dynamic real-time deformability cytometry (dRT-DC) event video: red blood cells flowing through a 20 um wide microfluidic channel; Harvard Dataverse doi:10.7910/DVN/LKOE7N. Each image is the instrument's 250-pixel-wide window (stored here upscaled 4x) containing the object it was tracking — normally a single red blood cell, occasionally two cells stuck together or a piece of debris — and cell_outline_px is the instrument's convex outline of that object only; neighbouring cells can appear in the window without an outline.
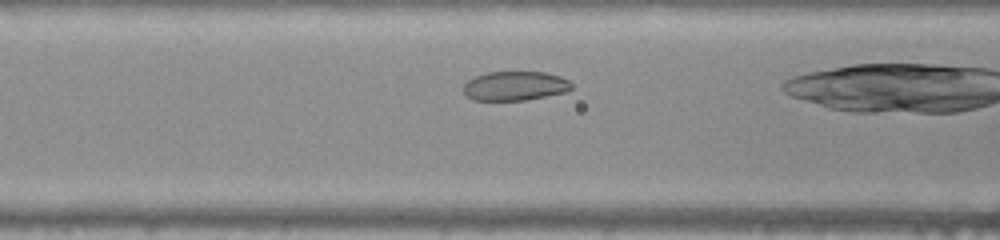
{"species": "common noctule bat (a hibernating species)", "species_latin": "Nyctalus noctula", "temperature_condition": "warm", "stored_images_in_passage": 26, "camera_frame_rate_fps": 3000, "um_per_image_px": 0.085, "animal": {"sex": "female", "body_mass_g": 22.0, "forearm_length_mm": 56.7}, "frame": {"image": 1, "passage_image": 6, "time_ms": 1.667, "image_size_px": [1000, 240], "cell_outline_px": [[572, 88], [564, 92], [524, 100], [472, 100], [464, 92], [464, 84], [468, 80], [476, 76], [488, 72], [544, 72], [560, 76], [568, 80], [572, 84]], "centroid_in_image_um": [43.76, 7.3], "position_along_channel_um": 122.8, "area_um2": 18.21}}
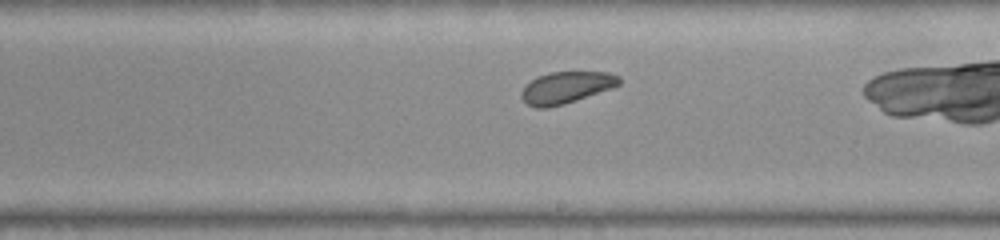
{"frame": {"image": 2, "passage_image": 15, "time_ms": 4.667, "image_size_px": [1000, 240], "cell_outline_px": [[620, 84], [612, 88], [564, 104], [548, 108], [536, 108], [528, 104], [520, 96], [520, 92], [524, 84], [536, 76], [552, 72], [608, 72], [620, 76]], "centroid_in_image_um": [48.09, 7.43], "position_along_channel_um": 240.9, "area_um2": 18.21}}
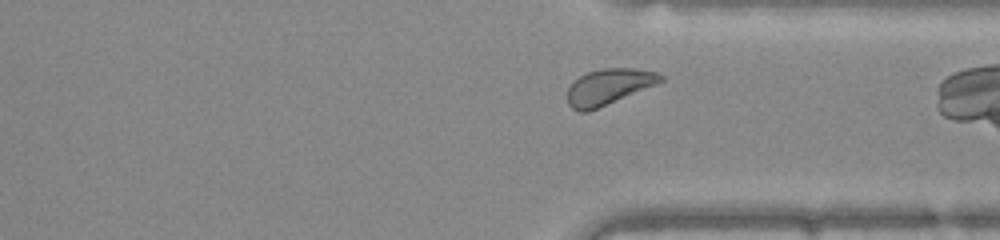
{"frame": {"image": 3, "passage_image": 24, "time_ms": 7.667, "image_size_px": [1000, 240], "cell_outline_px": [[664, 80], [656, 84], [588, 112], [580, 112], [572, 108], [568, 104], [568, 88], [580, 76], [588, 72], [604, 68], [632, 68], [656, 72], [664, 76]], "centroid_in_image_um": [51.73, 7.37], "position_along_channel_um": 359.7, "area_um2": 19.13}}